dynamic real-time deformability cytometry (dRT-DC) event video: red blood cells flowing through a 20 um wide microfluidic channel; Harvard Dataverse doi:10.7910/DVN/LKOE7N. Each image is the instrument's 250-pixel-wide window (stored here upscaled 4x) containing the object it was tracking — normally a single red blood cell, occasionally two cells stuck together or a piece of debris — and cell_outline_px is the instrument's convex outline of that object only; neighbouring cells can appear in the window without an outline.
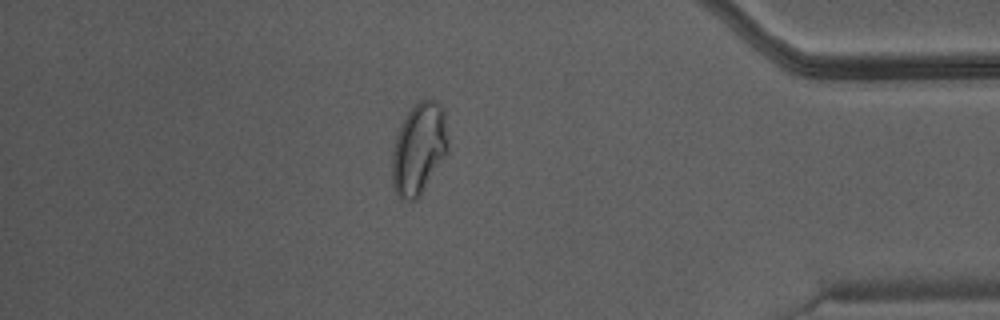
{"species": "Egyptian fruit bat (a non-hibernating species)", "species_latin": "Rousettus aegyptiacus", "temperature_condition": "warm", "stored_images_in_passage": 44, "camera_frame_rate_fps": 3000, "um_per_image_px": 0.085, "animal": {"sex": "male"}, "frame": {"image": 1, "passage_image": 38, "time_ms": 12.333, "image_size_px": [1000, 320], "cell_outline_px": [[448, 152], [420, 196], [416, 200], [404, 200], [396, 192], [392, 184], [392, 152], [396, 136], [412, 104], [416, 100], [436, 100], [444, 108], [448, 140]], "centroid_in_image_um": [35.62, 12.62], "position_along_channel_um": 399.6, "area_um2": 30.0}}